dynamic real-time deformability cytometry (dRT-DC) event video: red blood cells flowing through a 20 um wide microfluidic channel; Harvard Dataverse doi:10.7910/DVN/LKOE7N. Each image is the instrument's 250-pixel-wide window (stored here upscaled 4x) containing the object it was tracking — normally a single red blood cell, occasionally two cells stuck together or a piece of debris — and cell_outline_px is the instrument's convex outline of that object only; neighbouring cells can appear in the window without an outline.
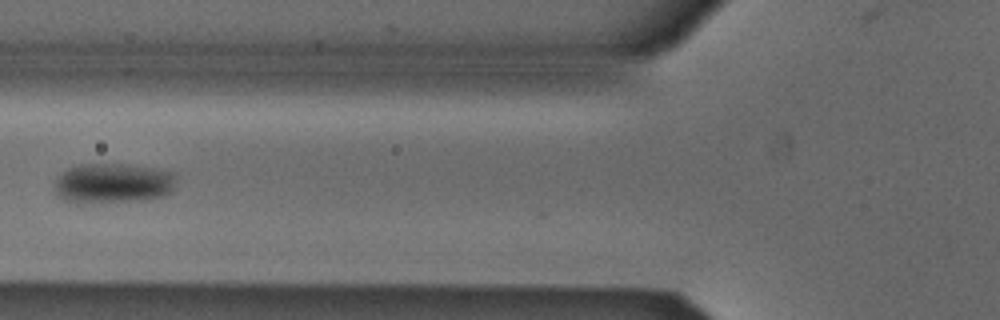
{"species": "Egyptian fruit bat (a non-hibernating species)", "species_latin": "Rousettus aegyptiacus", "temperature_condition": "cold", "stored_images_in_passage": 6, "camera_frame_rate_fps": 3000, "um_per_image_px": 0.085, "animal": {"sex": "male"}, "frame": {"image": 1, "passage_image": 5, "time_ms": 1.333, "image_size_px": [1000, 320], "cell_outline_px": [[172, 188], [164, 196], [144, 200], [92, 204], [80, 204], [68, 200], [60, 196], [56, 192], [56, 180], [68, 168], [76, 164], [124, 164], [152, 168], [172, 172]], "centroid_in_image_um": [9.55, 15.6], "position_along_channel_um": 116.2, "area_um2": 28.15}}
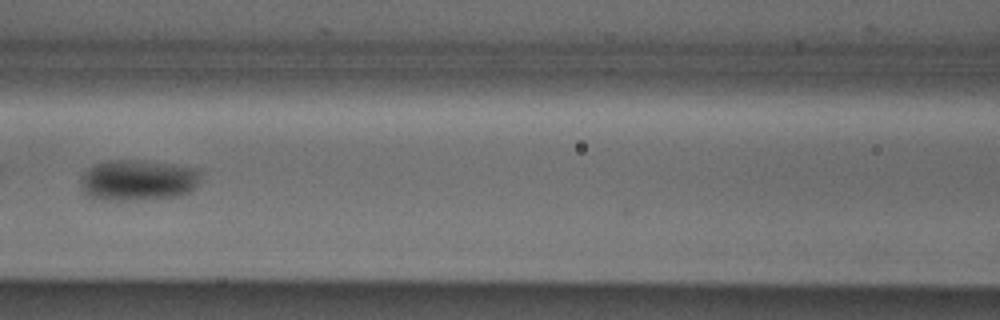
{"frame": {"image": 2, "passage_image": 6, "time_ms": 1.667, "image_size_px": [1000, 320], "cell_outline_px": [[200, 176], [192, 192], [180, 196], [144, 200], [104, 200], [84, 196], [80, 188], [80, 180], [84, 172], [88, 168], [104, 160], [144, 160], [200, 168]], "centroid_in_image_um": [11.71, 15.32], "position_along_channel_um": 154.9, "area_um2": 29.36}}